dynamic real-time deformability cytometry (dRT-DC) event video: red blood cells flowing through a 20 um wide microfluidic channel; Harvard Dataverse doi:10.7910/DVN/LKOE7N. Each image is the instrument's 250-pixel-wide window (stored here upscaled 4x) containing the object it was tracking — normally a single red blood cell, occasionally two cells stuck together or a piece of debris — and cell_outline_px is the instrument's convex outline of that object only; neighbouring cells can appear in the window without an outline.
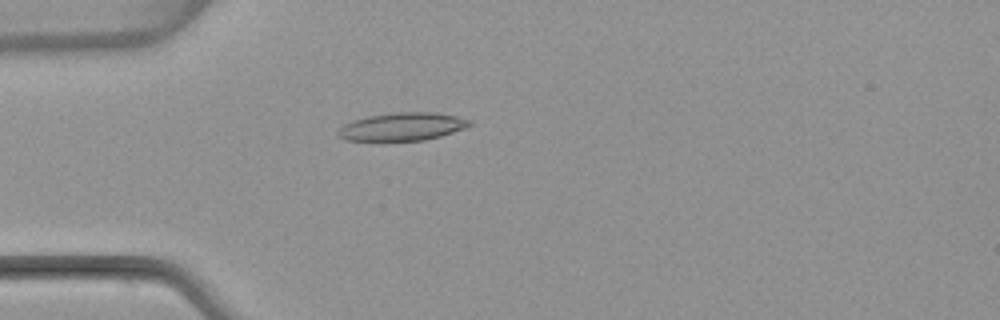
{"species": "common noctule bat (a hibernating species)", "species_latin": "Nyctalus noctula", "temperature_condition": "warm", "stored_images_in_passage": 3, "camera_frame_rate_fps": 3000, "um_per_image_px": 0.085, "animal": {"sex": "female", "body_mass_g": 22.7, "forearm_length_mm": 54.2}, "frame": {"image": 1, "passage_image": 3, "time_ms": 3.333, "image_size_px": [1000, 320], "cell_outline_px": [[472, 124], [464, 128], [440, 136], [424, 140], [344, 140], [336, 136], [336, 132], [344, 124], [368, 116], [396, 112], [432, 112], [456, 116], [472, 120]], "centroid_in_image_um": [34.18, 10.76], "position_along_channel_um": 50.8, "area_um2": 21.21}}